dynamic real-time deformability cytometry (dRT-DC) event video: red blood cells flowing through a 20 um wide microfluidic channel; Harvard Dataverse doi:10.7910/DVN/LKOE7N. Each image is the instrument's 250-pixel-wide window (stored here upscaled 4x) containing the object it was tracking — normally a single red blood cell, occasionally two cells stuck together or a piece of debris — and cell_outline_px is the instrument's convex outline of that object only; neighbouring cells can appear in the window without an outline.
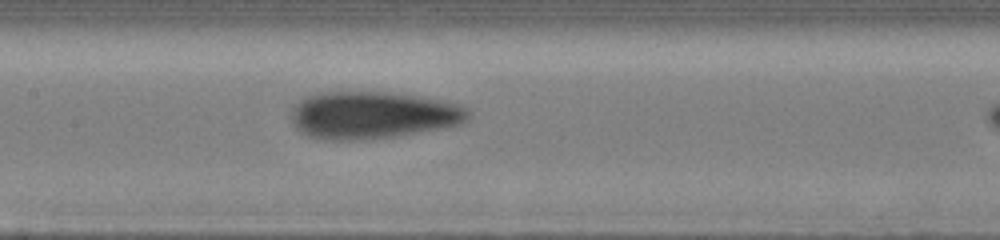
{"species": "human", "species_latin": "Homo sapiens", "temperature_condition": "cold", "stored_images_in_passage": 15, "segment_of_instrument_passage": [1, 2], "camera_frame_rate_fps": 3000, "um_per_image_px": 0.085, "donor": {"sex": "male"}, "frame": {"image": 1, "passage_image": 14, "time_ms": 7.667, "image_size_px": [1000, 240], "cell_outline_px": [[472, 112], [468, 120], [460, 124], [444, 128], [396, 136], [360, 140], [324, 140], [308, 136], [300, 132], [292, 124], [292, 108], [300, 100], [308, 96], [320, 92], [388, 92], [440, 100], [460, 104], [468, 108]], "centroid_in_image_um": [31.69, 9.79], "position_along_channel_um": 175.7, "area_um2": 49.01}}